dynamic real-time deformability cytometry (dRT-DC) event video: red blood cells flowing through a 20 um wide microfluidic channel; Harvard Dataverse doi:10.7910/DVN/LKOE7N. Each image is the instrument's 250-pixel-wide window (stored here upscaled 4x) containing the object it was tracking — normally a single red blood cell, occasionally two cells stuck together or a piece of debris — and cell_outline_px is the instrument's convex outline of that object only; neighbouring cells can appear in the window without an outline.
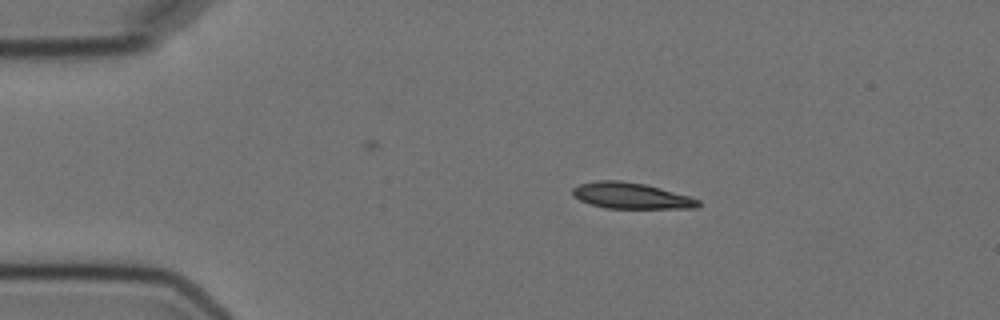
{"species": "Egyptian fruit bat (a non-hibernating species)", "species_latin": "Rousettus aegyptiacus", "temperature_condition": "cold", "stored_images_in_passage": 2, "camera_frame_rate_fps": 3000, "um_per_image_px": 0.085, "animal": {"sex": "female"}, "frame": {"image": 1, "passage_image": 1, "time_ms": 0.0, "image_size_px": [1000, 320], "cell_outline_px": [[700, 204], [696, 208], [604, 208], [580, 200], [572, 196], [572, 188], [580, 184], [596, 180], [620, 180], [644, 184], [660, 188], [688, 196], [700, 200]], "centroid_in_image_um": [53.61, 16.63], "position_along_channel_um": 31.4, "area_um2": 18.96}}